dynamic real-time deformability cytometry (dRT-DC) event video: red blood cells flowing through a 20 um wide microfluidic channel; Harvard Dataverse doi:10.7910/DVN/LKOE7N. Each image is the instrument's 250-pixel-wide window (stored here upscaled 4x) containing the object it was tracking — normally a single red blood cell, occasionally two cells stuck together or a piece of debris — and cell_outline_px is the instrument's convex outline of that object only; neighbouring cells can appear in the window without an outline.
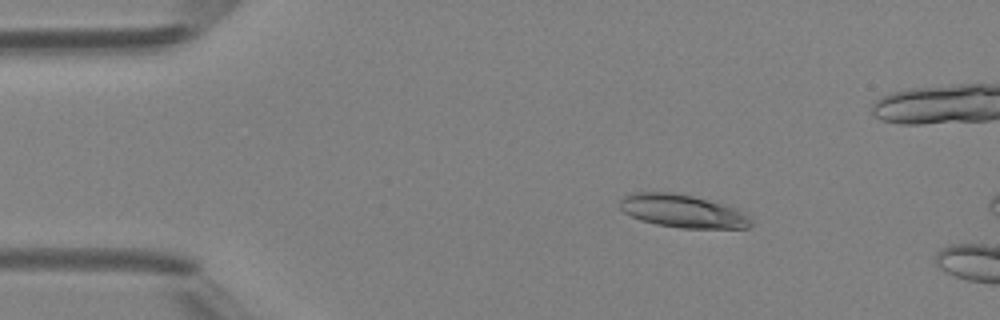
{"species": "Egyptian fruit bat (a non-hibernating species)", "species_latin": "Rousettus aegyptiacus", "temperature_condition": "room temperature", "stored_images_in_passage": 3, "camera_frame_rate_fps": 3000, "um_per_image_px": 0.085, "animal": {"sex": "female"}, "frame": {"image": 1, "passage_image": 2, "time_ms": 1.333, "image_size_px": [1000, 320], "cell_outline_px": [[752, 224], [748, 228], [680, 228], [656, 224], [640, 220], [624, 212], [620, 208], [620, 200], [624, 196], [632, 192], [672, 192], [692, 196], [724, 204], [736, 208], [752, 216]], "centroid_in_image_um": [58.05, 17.94], "position_along_channel_um": 26.9, "area_um2": 25.37}}